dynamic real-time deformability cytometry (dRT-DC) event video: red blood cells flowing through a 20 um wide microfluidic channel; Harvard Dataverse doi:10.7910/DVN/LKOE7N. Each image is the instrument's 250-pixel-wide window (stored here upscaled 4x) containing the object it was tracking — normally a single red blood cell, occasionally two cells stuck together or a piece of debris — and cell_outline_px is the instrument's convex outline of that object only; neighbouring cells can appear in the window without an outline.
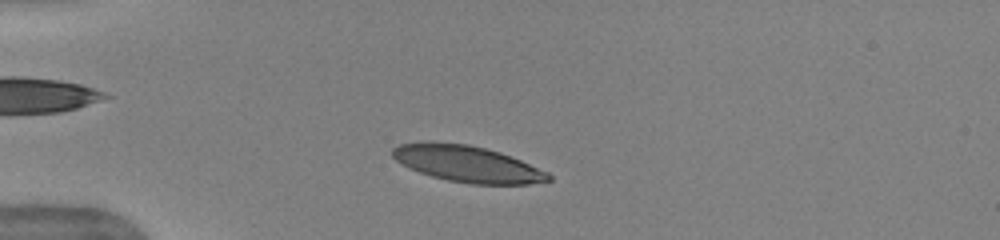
{"species": "human", "species_latin": "Homo sapiens", "temperature_condition": "warm", "stored_images_in_passage": 8, "camera_frame_rate_fps": 3000, "um_per_image_px": 0.085, "donor": {"sex": "female"}, "frame": {"image": 1, "passage_image": 3, "time_ms": 0.667, "image_size_px": [1000, 240], "cell_outline_px": [[552, 180], [528, 184], [472, 184], [448, 180], [432, 176], [408, 168], [396, 160], [392, 156], [392, 148], [400, 144], [420, 140], [432, 140], [468, 144], [500, 152], [512, 156], [548, 172], [552, 176]], "centroid_in_image_um": [39.69, 13.9], "position_along_channel_um": 45.3, "area_um2": 33.47}}
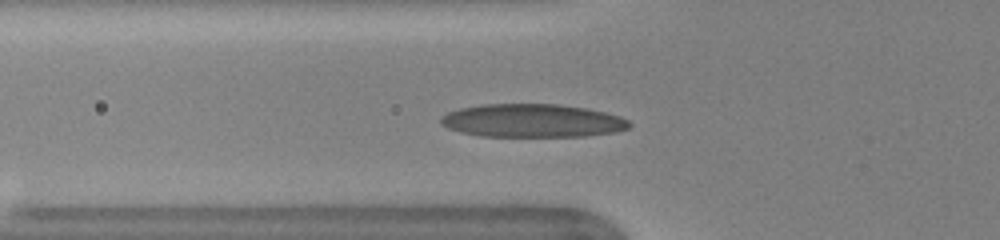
{"frame": {"image": 2, "passage_image": 6, "time_ms": 1.667, "image_size_px": [1000, 240], "cell_outline_px": [[632, 124], [628, 128], [616, 132], [584, 136], [480, 136], [460, 132], [448, 128], [440, 124], [440, 116], [448, 112], [460, 108], [484, 104], [556, 104], [588, 108], [620, 116], [628, 120]], "centroid_in_image_um": [45.24, 10.25], "position_along_channel_um": 80.6, "area_um2": 36.65}}